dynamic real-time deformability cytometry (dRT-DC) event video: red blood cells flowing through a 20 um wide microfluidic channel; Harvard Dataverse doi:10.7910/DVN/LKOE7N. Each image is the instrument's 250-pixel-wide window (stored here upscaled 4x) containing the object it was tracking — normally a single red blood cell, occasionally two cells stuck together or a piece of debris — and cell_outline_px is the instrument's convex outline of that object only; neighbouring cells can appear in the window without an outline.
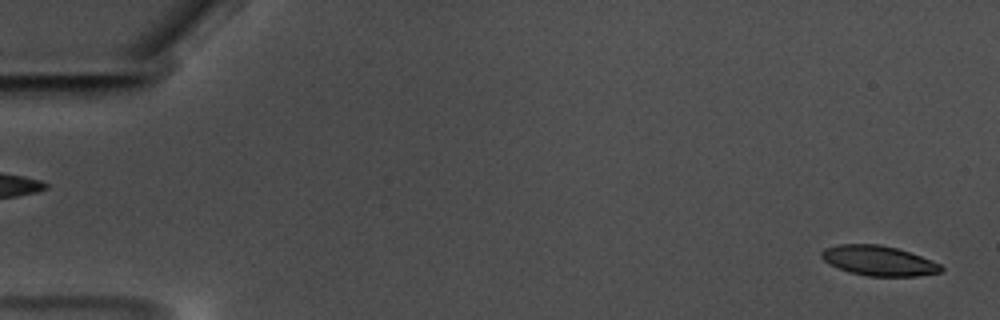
{"species": "common noctule bat (a hibernating species)", "species_latin": "Nyctalus noctula", "temperature_condition": "warm", "stored_images_in_passage": 15, "camera_frame_rate_fps": 3000, "um_per_image_px": 0.085, "animal": {"sex": "male", "body_mass_g": 17.5, "forearm_length_mm": 52.3}, "frame": {"image": 1, "passage_image": 2, "time_ms": 0.333, "image_size_px": [1000, 320], "cell_outline_px": [[944, 268], [940, 272], [916, 276], [868, 276], [848, 272], [824, 260], [820, 256], [820, 252], [824, 248], [840, 244], [880, 244], [896, 248], [920, 256], [940, 264]], "centroid_in_image_um": [74.67, 22.15], "position_along_channel_um": 10.3, "area_um2": 20.63}}